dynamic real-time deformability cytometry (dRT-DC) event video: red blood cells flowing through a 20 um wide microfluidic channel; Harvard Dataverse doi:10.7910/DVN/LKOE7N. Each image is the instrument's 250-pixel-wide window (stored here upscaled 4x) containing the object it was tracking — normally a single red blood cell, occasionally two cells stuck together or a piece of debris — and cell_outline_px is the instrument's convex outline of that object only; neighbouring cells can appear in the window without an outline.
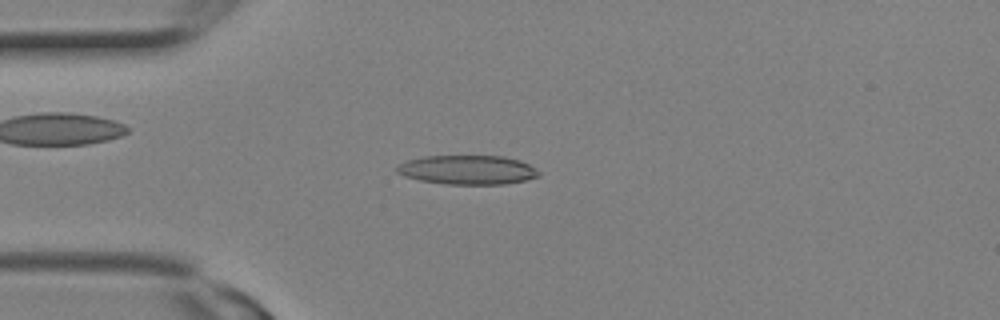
{"species": "Egyptian fruit bat (a non-hibernating species)", "species_latin": "Rousettus aegyptiacus", "temperature_condition": "room temperature", "stored_images_in_passage": 7, "camera_frame_rate_fps": 3000, "um_per_image_px": 0.085, "animal": {"sex": "female"}, "frame": {"image": 1, "passage_image": 6, "time_ms": 1.667, "image_size_px": [1000, 320], "cell_outline_px": [[540, 176], [524, 180], [504, 184], [448, 184], [420, 180], [404, 176], [396, 172], [396, 168], [400, 164], [408, 160], [424, 156], [504, 156], [520, 160], [536, 168], [540, 172]], "centroid_in_image_um": [39.76, 14.43], "position_along_channel_um": 45.2, "area_um2": 24.04}}